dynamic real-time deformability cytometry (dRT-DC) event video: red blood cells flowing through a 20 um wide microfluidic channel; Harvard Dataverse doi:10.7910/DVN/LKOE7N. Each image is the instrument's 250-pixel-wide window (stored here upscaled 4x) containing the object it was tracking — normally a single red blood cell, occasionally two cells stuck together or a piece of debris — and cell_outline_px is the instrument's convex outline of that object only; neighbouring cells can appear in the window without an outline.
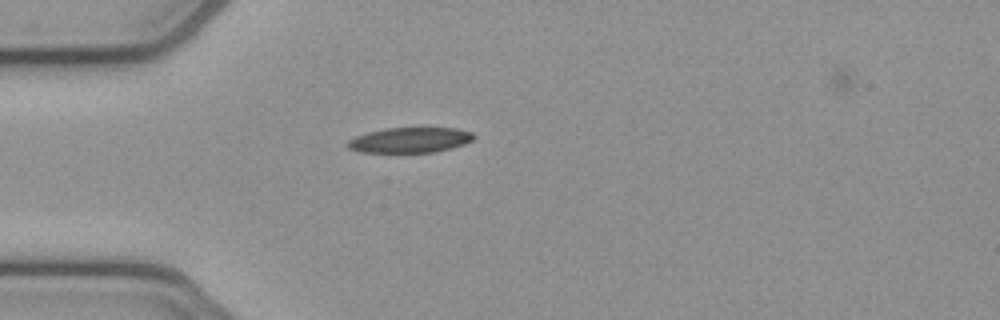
{"species": "common noctule bat (a hibernating species)", "species_latin": "Nyctalus noctula", "temperature_condition": "cold", "stored_images_in_passage": 39, "camera_frame_rate_fps": 3000, "um_per_image_px": 0.085, "animal": {"sex": "female", "body_mass_g": 21.9}, "frame": {"image": 1, "passage_image": 1, "time_ms": 0.0, "image_size_px": [1000, 320], "cell_outline_px": [[476, 136], [472, 140], [464, 144], [432, 152], [360, 152], [348, 148], [344, 144], [348, 140], [356, 136], [368, 132], [388, 128], [456, 128], [472, 132]], "centroid_in_image_um": [34.82, 11.9], "position_along_channel_um": 50.2, "area_um2": 18.44}}
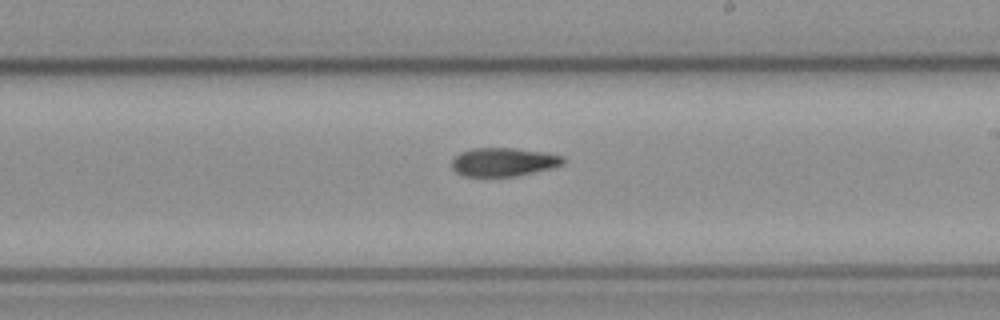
{"frame": {"image": 2, "passage_image": 17, "time_ms": 5.333, "image_size_px": [1000, 320], "cell_outline_px": [[564, 164], [556, 168], [516, 176], [464, 176], [456, 172], [452, 168], [452, 160], [460, 152], [472, 148], [516, 148], [544, 152], [564, 156]], "centroid_in_image_um": [42.84, 13.77], "position_along_channel_um": 246.2, "area_um2": 18.73}}
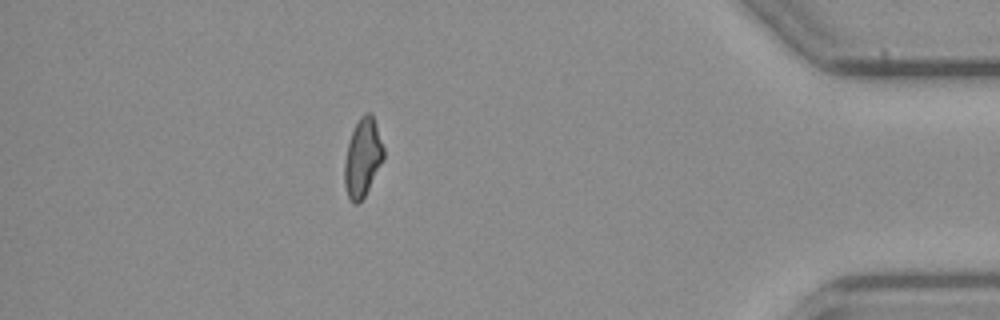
{"frame": {"image": 3, "passage_image": 33, "time_ms": 10.667, "image_size_px": [1000, 320], "cell_outline_px": [[384, 160], [364, 196], [356, 204], [352, 204], [348, 196], [344, 184], [344, 160], [348, 144], [352, 132], [360, 116], [364, 112], [372, 112], [384, 148]], "centroid_in_image_um": [30.83, 13.38], "position_along_channel_um": 404.4, "area_um2": 17.86}, "authors_computed_cell_mechanics": {"area_um2": 18.6116, "velocity_mm_per_s": 3.8733, "shape_relaxation_time_tau1_ms": null, "shape_relaxation_time_tau2_ms": 8.5325, "deformation_change_tau1": null, "deformation_change_tau2": 0.1724}}